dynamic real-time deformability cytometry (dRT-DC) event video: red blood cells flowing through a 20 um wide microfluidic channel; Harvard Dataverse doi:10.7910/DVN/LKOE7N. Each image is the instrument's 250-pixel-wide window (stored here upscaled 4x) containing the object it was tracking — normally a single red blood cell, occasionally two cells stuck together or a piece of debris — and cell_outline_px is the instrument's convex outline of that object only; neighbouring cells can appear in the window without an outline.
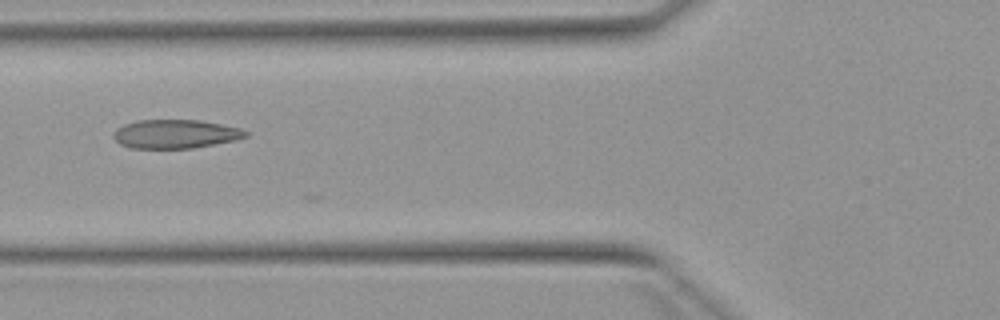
{"species": "Egyptian fruit bat (a non-hibernating species)", "species_latin": "Rousettus aegyptiacus", "temperature_condition": "warm", "stored_images_in_passage": 7, "camera_frame_rate_fps": 3000, "um_per_image_px": 0.085, "animal": {"sex": "female"}, "frame": {"image": 1, "passage_image": 4, "time_ms": 4.667, "image_size_px": [1000, 320], "cell_outline_px": [[248, 136], [236, 140], [192, 148], [132, 148], [120, 144], [112, 136], [112, 132], [116, 128], [124, 124], [136, 120], [200, 120], [240, 128], [248, 132]], "centroid_in_image_um": [14.88, 11.38], "position_along_channel_um": 110.9, "area_um2": 22.2}}
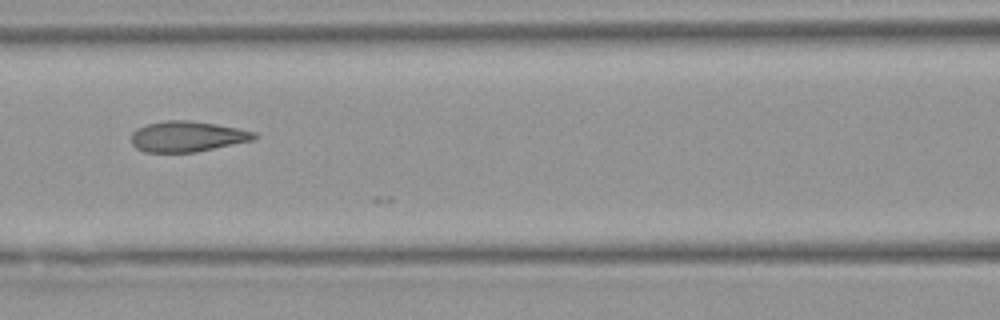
{"frame": {"image": 2, "passage_image": 5, "time_ms": 5.667, "image_size_px": [1000, 320], "cell_outline_px": [[260, 136], [252, 140], [196, 152], [144, 152], [136, 148], [132, 144], [132, 132], [136, 128], [148, 124], [164, 120], [188, 120], [216, 124], [256, 132]], "centroid_in_image_um": [15.9, 11.6], "position_along_channel_um": 150.7, "area_um2": 21.91}}
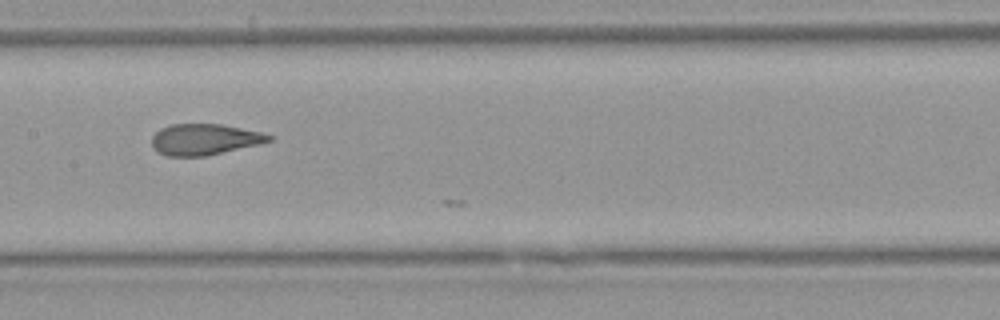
{"frame": {"image": 3, "passage_image": 6, "time_ms": 6.667, "image_size_px": [1000, 320], "cell_outline_px": [[272, 140], [260, 144], [204, 156], [168, 156], [156, 152], [152, 148], [152, 136], [160, 128], [172, 124], [220, 124], [260, 132], [272, 136]], "centroid_in_image_um": [17.33, 11.85], "position_along_channel_um": 190.1, "area_um2": 21.1}}